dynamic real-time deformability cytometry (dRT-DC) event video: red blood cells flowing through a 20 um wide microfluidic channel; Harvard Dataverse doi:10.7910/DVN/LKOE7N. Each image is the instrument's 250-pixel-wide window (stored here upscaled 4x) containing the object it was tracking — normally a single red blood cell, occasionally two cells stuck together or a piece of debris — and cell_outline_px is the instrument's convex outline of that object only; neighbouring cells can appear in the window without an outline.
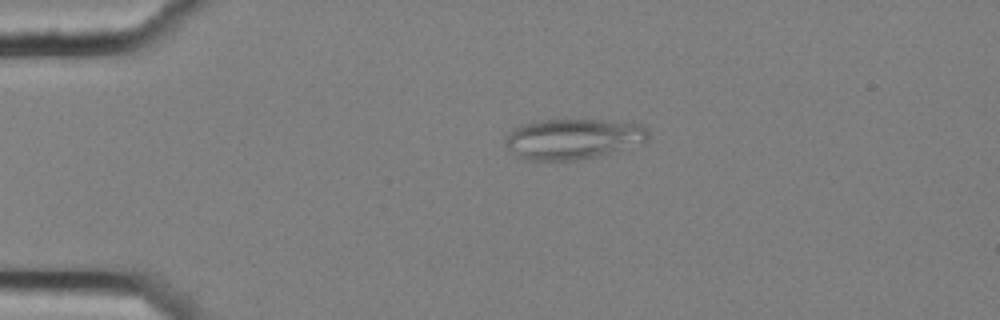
{"species": "common noctule bat (a hibernating species)", "species_latin": "Nyctalus noctula", "temperature_condition": "cold", "stored_images_in_passage": 3, "camera_frame_rate_fps": 3000, "um_per_image_px": 0.085, "animal": {"sex": "female", "body_mass_g": 25.1}, "frame": {"image": 1, "passage_image": 2, "time_ms": 0.333, "image_size_px": [1000, 320], "cell_outline_px": [[648, 140], [644, 144], [596, 156], [576, 160], [528, 160], [520, 156], [508, 148], [504, 144], [504, 136], [512, 128], [520, 124], [536, 120], [604, 120], [644, 124], [648, 132]], "centroid_in_image_um": [48.71, 11.79], "position_along_channel_um": 36.3, "area_um2": 34.04}}